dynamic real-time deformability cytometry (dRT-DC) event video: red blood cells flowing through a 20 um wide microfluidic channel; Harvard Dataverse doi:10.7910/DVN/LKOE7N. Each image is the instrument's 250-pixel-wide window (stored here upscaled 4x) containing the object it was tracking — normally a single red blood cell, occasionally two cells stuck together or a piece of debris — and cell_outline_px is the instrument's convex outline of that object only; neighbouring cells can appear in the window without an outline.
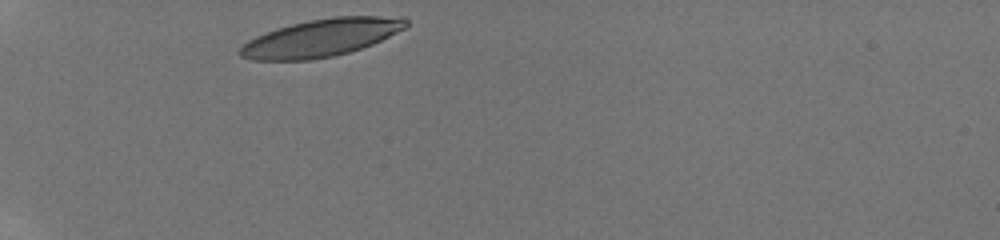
{"species": "human", "species_latin": "Homo sapiens", "temperature_condition": "room temperature", "stored_images_in_passage": 37, "camera_frame_rate_fps": 3000, "um_per_image_px": 0.085, "donor": {"sex": "male"}, "frame": {"image": 1, "passage_image": 1, "time_ms": 0.0, "image_size_px": [1000, 240], "cell_outline_px": [[408, 24], [404, 28], [372, 44], [348, 52], [332, 56], [308, 60], [252, 60], [240, 56], [236, 52], [248, 40], [256, 36], [276, 28], [308, 20], [332, 16], [404, 16], [408, 20]], "centroid_in_image_um": [27.28, 3.2], "position_along_channel_um": 57.7, "area_um2": 36.24}}
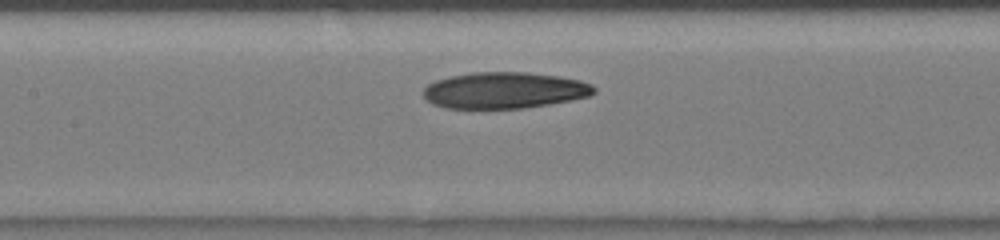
{"frame": {"image": 2, "passage_image": 13, "time_ms": 3.333, "image_size_px": [1000, 240], "cell_outline_px": [[596, 92], [588, 96], [548, 104], [524, 108], [444, 108], [432, 104], [424, 96], [424, 88], [428, 84], [436, 80], [452, 76], [472, 72], [528, 72], [560, 76], [580, 80], [592, 84], [596, 88]], "centroid_in_image_um": [42.88, 7.67], "position_along_channel_um": 164.5, "area_um2": 36.07}}
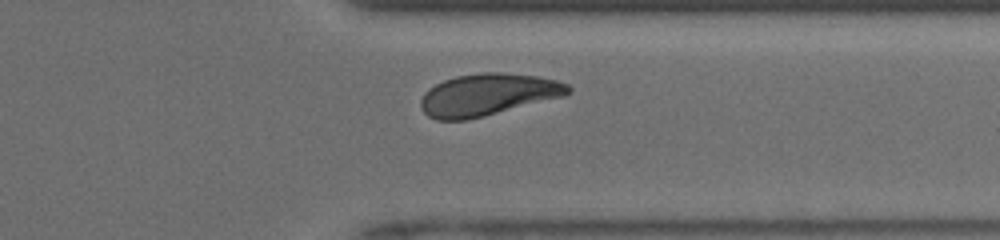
{"frame": {"image": 3, "passage_image": 32, "time_ms": 8.333, "image_size_px": [1000, 240], "cell_outline_px": [[572, 92], [564, 96], [468, 120], [436, 120], [428, 116], [424, 112], [420, 104], [420, 100], [424, 92], [428, 88], [444, 80], [456, 76], [480, 72], [504, 72], [536, 76], [556, 80], [568, 84], [572, 88]], "centroid_in_image_um": [41.45, 8.04], "position_along_channel_um": 369.9, "area_um2": 36.18}, "authors_computed_cell_mechanics": {"area_um2": 36.1828, "velocity_mm_per_s": 4.1009, "shape_relaxation_time_tau1_ms": 4.4584, "shape_relaxation_time_tau2_ms": 2.9903, "deformation_change_tau1": 0.161, "deformation_change_tau2": 0.1018}}